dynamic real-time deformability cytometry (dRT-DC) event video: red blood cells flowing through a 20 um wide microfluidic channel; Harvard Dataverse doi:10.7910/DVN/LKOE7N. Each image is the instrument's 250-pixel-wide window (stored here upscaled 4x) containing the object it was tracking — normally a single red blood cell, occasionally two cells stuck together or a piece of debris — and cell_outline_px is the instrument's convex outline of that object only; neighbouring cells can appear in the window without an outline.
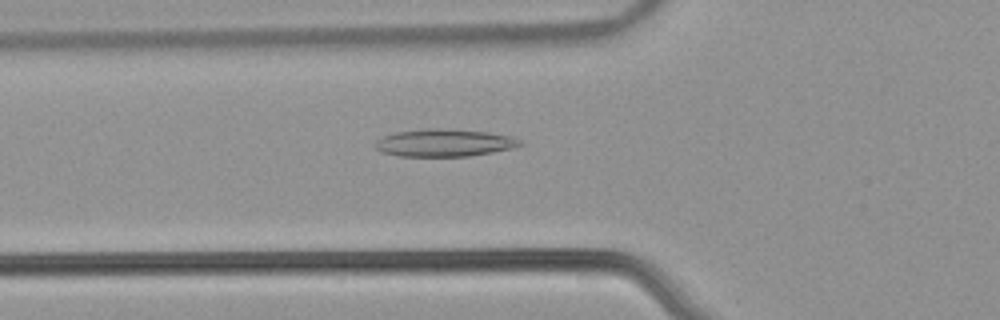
{"species": "common noctule bat (a hibernating species)", "species_latin": "Nyctalus noctula", "temperature_condition": "warm", "stored_images_in_passage": 52, "camera_frame_rate_fps": 3000, "um_per_image_px": 0.085, "animal": {"sex": "male", "body_mass_g": 21.5, "forearm_length_mm": 52.0}, "frame": {"image": 1, "passage_image": 19, "time_ms": 6.0, "image_size_px": [1000, 320], "cell_outline_px": [[524, 144], [512, 148], [492, 152], [468, 156], [396, 156], [380, 152], [372, 144], [376, 140], [384, 136], [396, 132], [428, 128], [436, 128], [488, 132], [512, 136], [520, 140]], "centroid_in_image_um": [37.73, 12.14], "position_along_channel_um": 88.1, "area_um2": 23.24}}
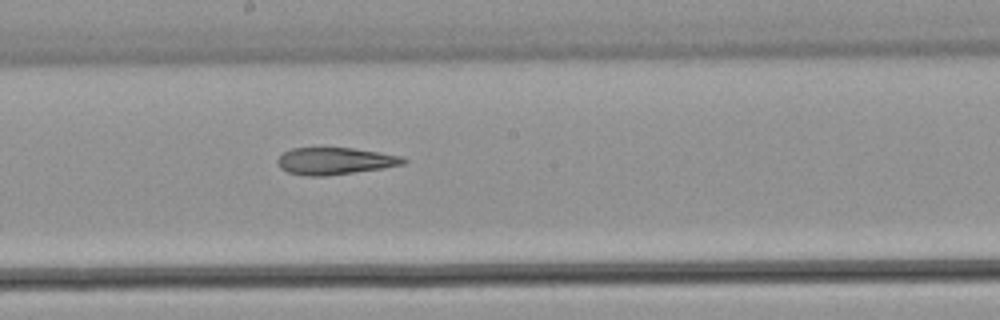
{"frame": {"image": 2, "passage_image": 29, "time_ms": 9.333, "image_size_px": [1000, 320], "cell_outline_px": [[408, 160], [404, 164], [384, 168], [324, 176], [304, 176], [288, 172], [280, 168], [276, 160], [284, 152], [292, 148], [352, 148], [380, 152], [404, 156]], "centroid_in_image_um": [28.49, 13.69], "position_along_channel_um": 219.7, "area_um2": 19.88}}
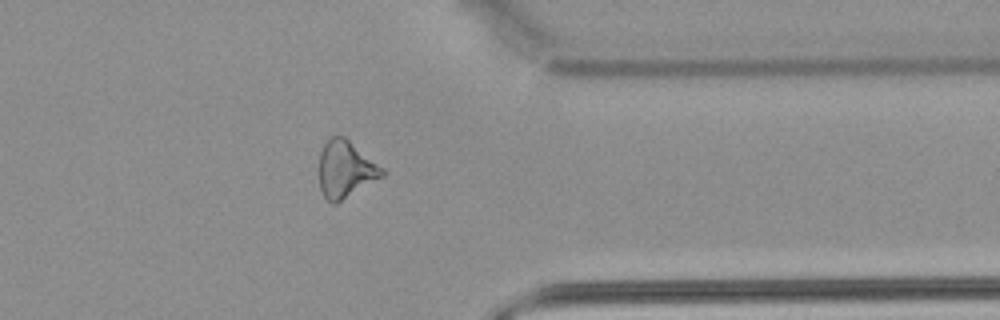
{"frame": {"image": 3, "passage_image": 42, "time_ms": 13.667, "image_size_px": [1000, 320], "cell_outline_px": [[388, 172], [384, 176], [336, 204], [332, 204], [324, 196], [320, 188], [320, 152], [324, 144], [332, 136], [344, 136], [384, 168]], "centroid_in_image_um": [29.4, 14.4], "position_along_channel_um": 382.0, "area_um2": 20.92}, "authors_computed_cell_mechanics": {"area_um2": 22.3686, "velocity_mm_per_s": 3.9431, "shape_relaxation_time_tau1_ms": null, "shape_relaxation_time_tau2_ms": 5.7282, "deformation_change_tau1": null, "deformation_change_tau2": 0.1906}}